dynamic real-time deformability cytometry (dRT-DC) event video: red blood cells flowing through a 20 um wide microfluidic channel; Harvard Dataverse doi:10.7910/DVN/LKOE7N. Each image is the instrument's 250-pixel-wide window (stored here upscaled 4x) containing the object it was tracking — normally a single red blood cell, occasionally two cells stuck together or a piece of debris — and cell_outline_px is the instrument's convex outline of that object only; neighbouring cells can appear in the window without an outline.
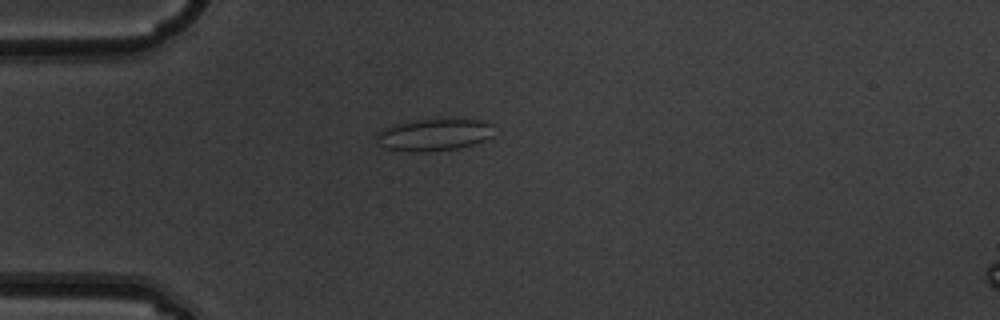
{"species": "common noctule bat (a hibernating species)", "species_latin": "Nyctalus noctula", "temperature_condition": "warm", "stored_images_in_passage": 5, "camera_frame_rate_fps": 3000, "um_per_image_px": 0.085, "animal": {"sex": "male", "body_mass_g": 19.5, "forearm_length_mm": 54.6}, "frame": {"image": 1, "passage_image": 5, "time_ms": 1.333, "image_size_px": [1000, 320], "cell_outline_px": [[492, 136], [484, 140], [460, 148], [424, 152], [412, 152], [388, 148], [380, 144], [376, 136], [376, 132], [384, 128], [396, 124], [416, 120], [480, 120], [492, 124]], "centroid_in_image_um": [36.88, 11.46], "position_along_channel_um": 48.1, "area_um2": 21.5}}